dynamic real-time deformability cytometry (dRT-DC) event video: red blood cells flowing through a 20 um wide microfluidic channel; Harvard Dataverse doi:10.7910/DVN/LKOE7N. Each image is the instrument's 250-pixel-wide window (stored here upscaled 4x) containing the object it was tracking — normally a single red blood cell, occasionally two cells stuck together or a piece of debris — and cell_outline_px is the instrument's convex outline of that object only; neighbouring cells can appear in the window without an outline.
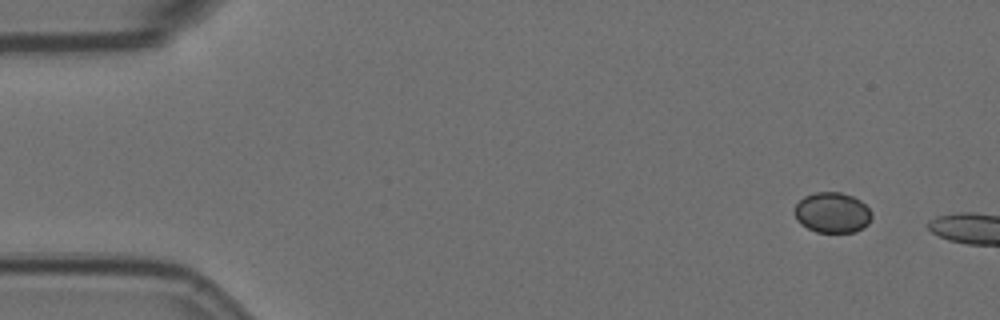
{"species": "Egyptian fruit bat (a non-hibernating species)", "species_latin": "Rousettus aegyptiacus", "temperature_condition": "room temperature", "stored_images_in_passage": 2, "camera_frame_rate_fps": 3000, "um_per_image_px": 0.085, "animal": {"sex": "female"}, "frame": {"image": 1, "passage_image": 1, "time_ms": 0.0, "image_size_px": [1000, 320], "cell_outline_px": [[872, 216], [868, 224], [864, 228], [856, 232], [816, 232], [800, 224], [796, 220], [792, 212], [796, 204], [804, 196], [816, 192], [840, 192], [852, 196], [860, 200], [872, 212]], "centroid_in_image_um": [70.72, 18.08], "position_along_channel_um": 14.3, "area_um2": 18.44}}